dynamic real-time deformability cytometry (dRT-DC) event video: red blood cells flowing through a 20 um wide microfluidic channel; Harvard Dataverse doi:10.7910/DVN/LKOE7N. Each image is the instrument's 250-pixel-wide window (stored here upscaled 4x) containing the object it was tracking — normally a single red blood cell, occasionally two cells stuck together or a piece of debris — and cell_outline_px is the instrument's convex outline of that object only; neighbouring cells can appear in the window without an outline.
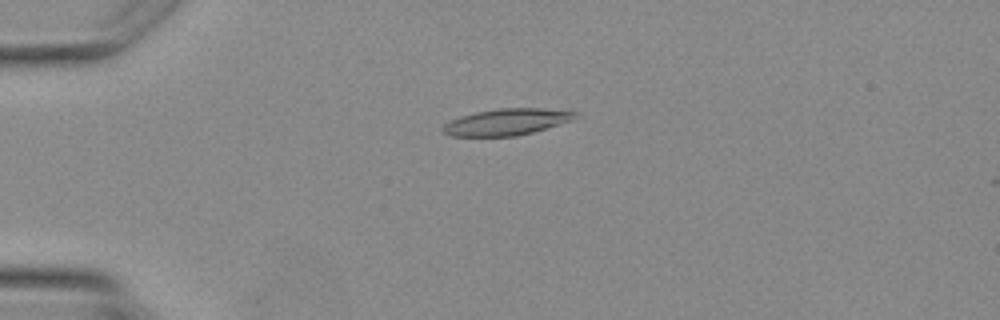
{"species": "Egyptian fruit bat (a non-hibernating species)", "species_latin": "Rousettus aegyptiacus", "temperature_condition": "warm", "stored_images_in_passage": 2, "camera_frame_rate_fps": 3000, "um_per_image_px": 0.085, "animal": {"sex": "female"}, "frame": {"image": 1, "passage_image": 1, "time_ms": 0.0, "image_size_px": [1000, 320], "cell_outline_px": [[580, 116], [572, 120], [532, 132], [516, 136], [452, 136], [444, 132], [440, 128], [444, 124], [460, 116], [476, 112], [496, 108], [544, 108], [580, 112]], "centroid_in_image_um": [43.09, 10.35], "position_along_channel_um": 41.9, "area_um2": 20.46}}
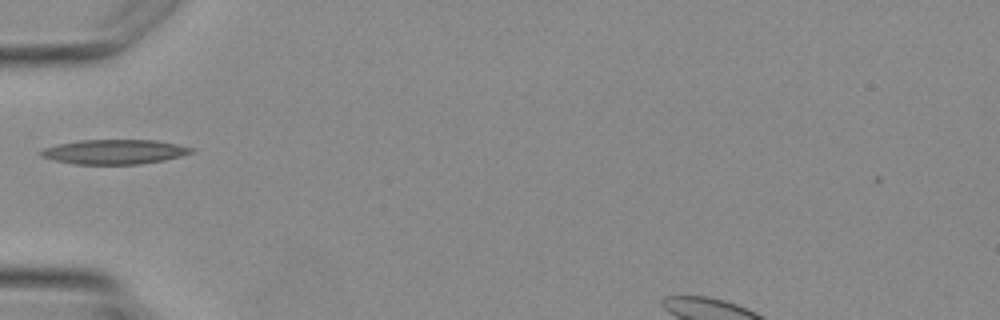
{"frame": {"image": 2, "passage_image": 2, "time_ms": 1.333, "image_size_px": [1000, 320], "cell_outline_px": [[192, 152], [180, 156], [164, 160], [140, 164], [76, 164], [52, 160], [40, 156], [40, 152], [44, 148], [56, 144], [80, 140], [156, 140], [176, 144], [192, 148]], "centroid_in_image_um": [9.67, 12.9], "position_along_channel_um": 75.3, "area_um2": 21.44}}